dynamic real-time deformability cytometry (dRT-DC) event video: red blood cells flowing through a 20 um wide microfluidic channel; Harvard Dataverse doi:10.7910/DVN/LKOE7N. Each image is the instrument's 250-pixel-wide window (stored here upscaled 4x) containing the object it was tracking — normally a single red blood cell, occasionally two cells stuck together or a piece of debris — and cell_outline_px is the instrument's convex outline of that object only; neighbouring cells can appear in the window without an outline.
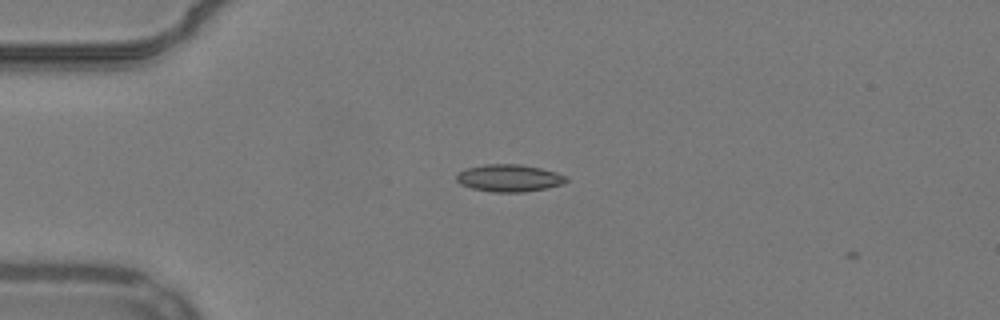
{"species": "common noctule bat (a hibernating species)", "species_latin": "Nyctalus noctula", "temperature_condition": "warm", "stored_images_in_passage": 4, "camera_frame_rate_fps": 3000, "um_per_image_px": 0.085, "animal": {"sex": "male", "body_mass_g": 19.2, "forearm_length_mm": 51.8}, "frame": {"image": 1, "passage_image": 2, "time_ms": 0.333, "image_size_px": [1000, 320], "cell_outline_px": [[568, 180], [564, 184], [524, 192], [492, 192], [472, 188], [460, 184], [456, 180], [456, 176], [464, 168], [484, 164], [520, 164], [540, 168], [556, 172], [568, 176]], "centroid_in_image_um": [43.28, 15.13], "position_along_channel_um": 41.7, "area_um2": 17.51}}